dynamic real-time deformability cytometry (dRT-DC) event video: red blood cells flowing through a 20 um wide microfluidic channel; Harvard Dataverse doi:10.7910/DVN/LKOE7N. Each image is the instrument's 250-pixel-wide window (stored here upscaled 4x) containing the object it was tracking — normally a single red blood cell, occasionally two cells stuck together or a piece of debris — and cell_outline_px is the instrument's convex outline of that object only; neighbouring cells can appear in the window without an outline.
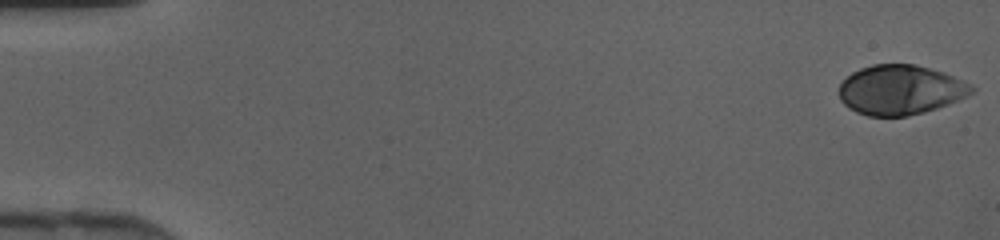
{"species": "human", "species_latin": "Homo sapiens", "temperature_condition": "cold", "stored_images_in_passage": 45, "camera_frame_rate_fps": 3000, "um_per_image_px": 0.085, "donor": {"sex": "female"}, "frame": {"image": 1, "passage_image": 1, "time_ms": 0.0, "image_size_px": [1000, 240], "cell_outline_px": [[976, 88], [968, 96], [948, 104], [924, 112], [908, 116], [868, 116], [856, 112], [848, 108], [840, 100], [840, 84], [852, 72], [860, 68], [872, 64], [916, 64], [944, 72], [972, 84]], "centroid_in_image_um": [76.55, 7.64], "position_along_channel_um": 8.5, "area_um2": 38.55}}
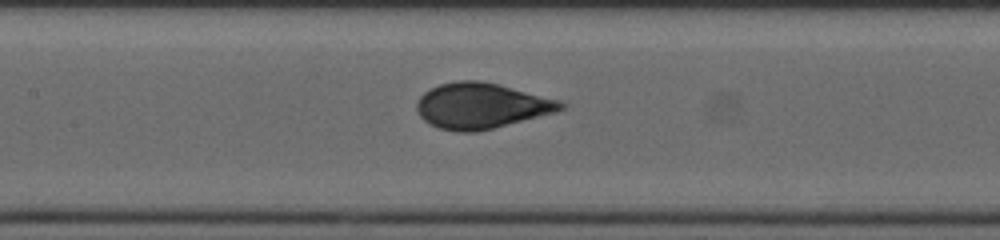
{"frame": {"image": 2, "passage_image": 22, "time_ms": 7.0, "image_size_px": [1000, 240], "cell_outline_px": [[568, 108], [556, 112], [492, 128], [472, 132], [460, 132], [440, 128], [424, 120], [420, 116], [416, 108], [416, 104], [420, 96], [424, 92], [440, 84], [456, 80], [480, 80], [560, 100], [568, 104]], "centroid_in_image_um": [40.93, 8.98], "position_along_channel_um": 166.5, "area_um2": 37.97}}
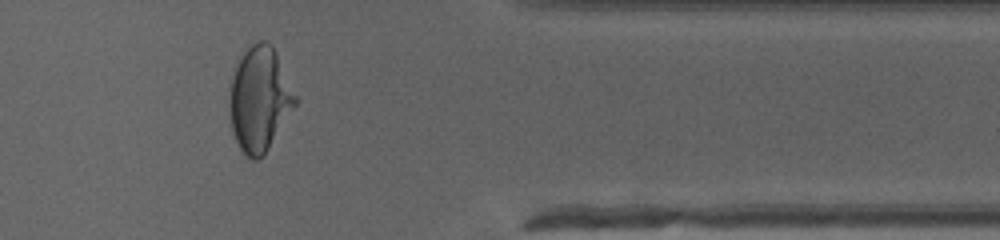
{"frame": {"image": 3, "passage_image": 38, "time_ms": 12.333, "image_size_px": [1000, 240], "cell_outline_px": [[300, 100], [260, 160], [252, 160], [240, 148], [232, 132], [228, 104], [228, 96], [232, 80], [236, 68], [244, 52], [252, 44], [260, 40], [264, 40], [272, 44]], "centroid_in_image_um": [22.09, 8.43], "position_along_channel_um": 389.3, "area_um2": 40.17}}